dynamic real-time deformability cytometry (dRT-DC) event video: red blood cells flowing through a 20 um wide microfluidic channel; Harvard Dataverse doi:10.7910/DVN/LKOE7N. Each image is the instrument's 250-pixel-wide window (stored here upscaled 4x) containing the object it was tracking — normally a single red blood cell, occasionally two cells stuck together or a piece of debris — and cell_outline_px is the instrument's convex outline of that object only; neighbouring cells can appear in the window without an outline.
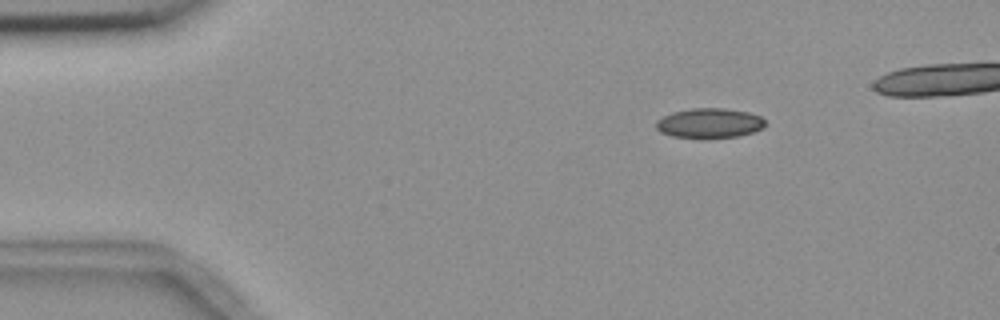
{"species": "common noctule bat (a hibernating species)", "species_latin": "Nyctalus noctula", "temperature_condition": "room temperature", "stored_images_in_passage": 3, "camera_frame_rate_fps": 3000, "um_per_image_px": 0.085, "animal": {"sex": "female", "body_mass_g": 18.4}, "frame": {"image": 1, "passage_image": 1, "time_ms": 0.0, "image_size_px": [1000, 320], "cell_outline_px": [[764, 128], [740, 136], [672, 136], [660, 132], [656, 128], [656, 120], [672, 112], [692, 108], [724, 108], [748, 112], [760, 116], [764, 120]], "centroid_in_image_um": [60.3, 10.43], "position_along_channel_um": 24.7, "area_um2": 18.44}}